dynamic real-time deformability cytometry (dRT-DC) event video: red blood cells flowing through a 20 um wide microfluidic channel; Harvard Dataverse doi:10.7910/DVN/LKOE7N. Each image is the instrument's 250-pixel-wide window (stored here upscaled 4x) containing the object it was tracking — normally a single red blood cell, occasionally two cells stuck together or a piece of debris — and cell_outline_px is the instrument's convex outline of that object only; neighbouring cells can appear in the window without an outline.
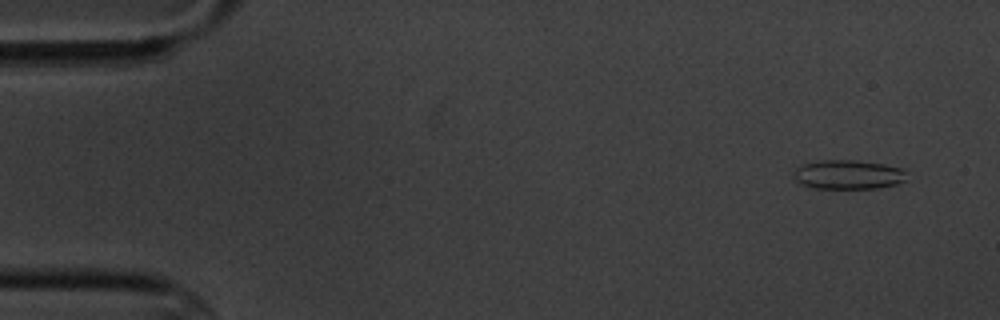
{"species": "common noctule bat (a hibernating species)", "species_latin": "Nyctalus noctula", "temperature_condition": "cold", "stored_images_in_passage": 6, "camera_frame_rate_fps": 3000, "um_per_image_px": 0.085, "animal": {"sex": "male", "body_mass_g": 20.1, "forearm_length_mm": 53.5}, "frame": {"image": 1, "passage_image": 2, "time_ms": 1.0, "image_size_px": [1000, 320], "cell_outline_px": [[904, 180], [896, 184], [880, 188], [812, 188], [796, 180], [796, 168], [804, 164], [824, 160], [856, 160], [884, 164], [900, 168], [904, 172]], "centroid_in_image_um": [72.11, 14.84], "position_along_channel_um": 12.9, "area_um2": 18.79}}